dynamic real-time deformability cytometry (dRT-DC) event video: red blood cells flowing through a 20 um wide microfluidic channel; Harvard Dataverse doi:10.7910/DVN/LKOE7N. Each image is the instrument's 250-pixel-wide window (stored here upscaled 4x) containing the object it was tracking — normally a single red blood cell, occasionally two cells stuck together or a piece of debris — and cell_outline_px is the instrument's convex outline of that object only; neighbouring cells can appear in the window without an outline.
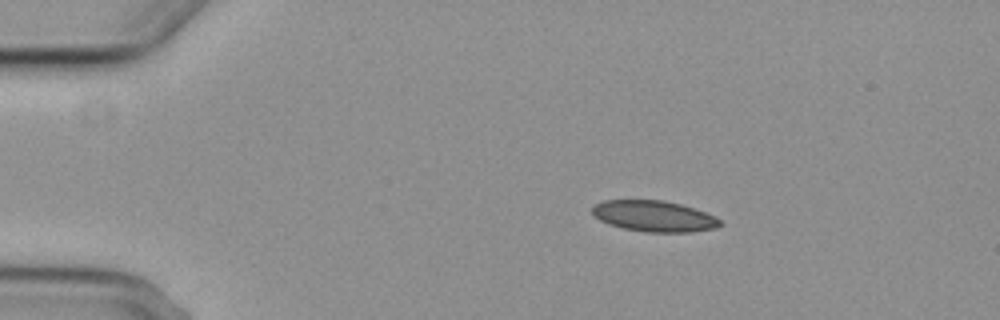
{"species": "common noctule bat (a hibernating species)", "species_latin": "Nyctalus noctula", "temperature_condition": "cold", "stored_images_in_passage": 3, "camera_frame_rate_fps": 3000, "um_per_image_px": 0.085, "animal": {"sex": "female", "body_mass_g": 29.2, "forearm_length_mm": 56.3}, "frame": {"image": 1, "passage_image": 1, "time_ms": 0.0, "image_size_px": [1000, 320], "cell_outline_px": [[724, 224], [716, 228], [692, 232], [644, 232], [624, 228], [608, 224], [600, 220], [592, 212], [592, 208], [596, 204], [604, 200], [664, 200], [696, 208], [716, 216]], "centroid_in_image_um": [55.65, 18.37], "position_along_channel_um": 29.4, "area_um2": 23.24}}